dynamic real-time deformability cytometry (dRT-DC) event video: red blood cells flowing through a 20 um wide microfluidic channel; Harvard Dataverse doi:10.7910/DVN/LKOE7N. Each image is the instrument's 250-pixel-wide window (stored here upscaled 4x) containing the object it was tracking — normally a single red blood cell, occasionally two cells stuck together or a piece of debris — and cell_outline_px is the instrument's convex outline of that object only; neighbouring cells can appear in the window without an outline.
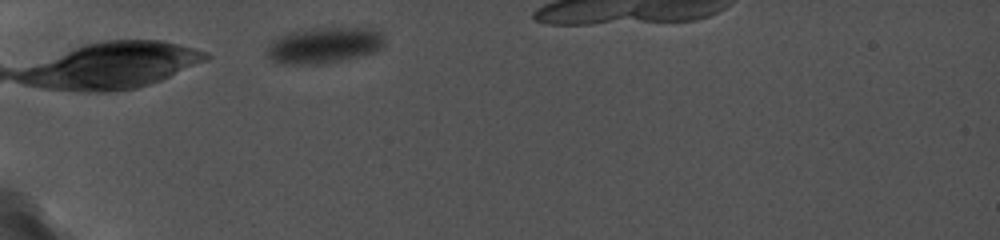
{"species": "common noctule bat (a hibernating species)", "species_latin": "Nyctalus noctula", "temperature_condition": "cold", "stored_images_in_passage": 27, "camera_frame_rate_fps": 5000, "um_per_image_px": 0.085, "animal": {"sex": "female", "body_mass_g": 19.0, "forearm_length_mm": 56.7}, "frame": {"image": 1, "passage_image": 2, "time_ms": 0.4, "image_size_px": [1000, 240], "cell_outline_px": [[384, 44], [376, 52], [344, 60], [324, 64], [276, 64], [268, 56], [268, 44], [272, 40], [288, 32], [300, 28], [372, 28], [380, 32], [384, 36]], "centroid_in_image_um": [27.53, 3.85], "position_along_channel_um": 57.5, "area_um2": 25.09}}
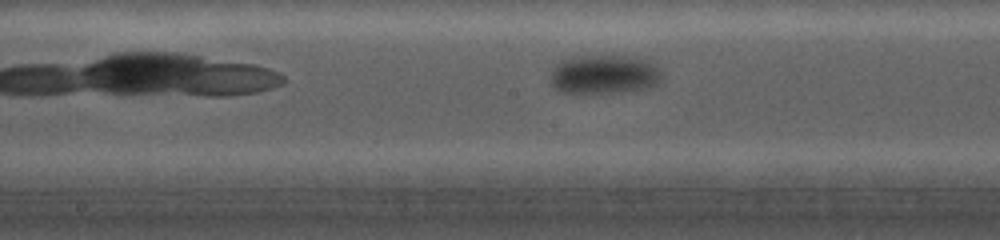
{"frame": {"image": 2, "passage_image": 12, "time_ms": 5.0, "image_size_px": [1000, 240], "cell_outline_px": [[660, 80], [656, 84], [648, 88], [624, 92], [584, 96], [560, 92], [552, 84], [552, 72], [560, 60], [568, 56], [636, 56], [648, 60], [656, 64], [660, 72]], "centroid_in_image_um": [51.34, 6.36], "position_along_channel_um": 196.9, "area_um2": 26.24}}
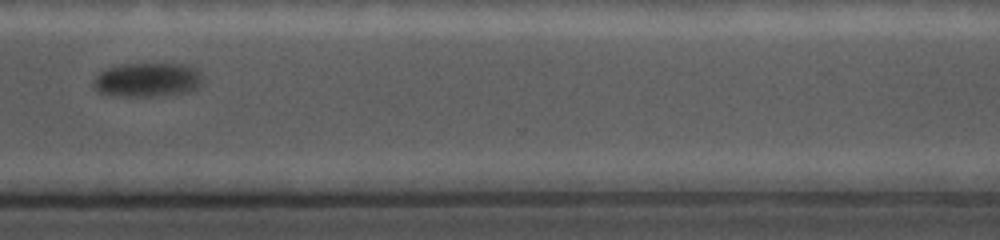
{"frame": {"image": 3, "passage_image": 22, "time_ms": 9.6, "image_size_px": [1000, 240], "cell_outline_px": [[204, 84], [196, 88], [184, 92], [160, 96], [112, 96], [96, 92], [92, 88], [92, 80], [104, 68], [120, 64], [184, 64], [196, 68], [200, 72]], "centroid_in_image_um": [12.48, 6.79], "position_along_channel_um": 358.1, "area_um2": 22.2}}